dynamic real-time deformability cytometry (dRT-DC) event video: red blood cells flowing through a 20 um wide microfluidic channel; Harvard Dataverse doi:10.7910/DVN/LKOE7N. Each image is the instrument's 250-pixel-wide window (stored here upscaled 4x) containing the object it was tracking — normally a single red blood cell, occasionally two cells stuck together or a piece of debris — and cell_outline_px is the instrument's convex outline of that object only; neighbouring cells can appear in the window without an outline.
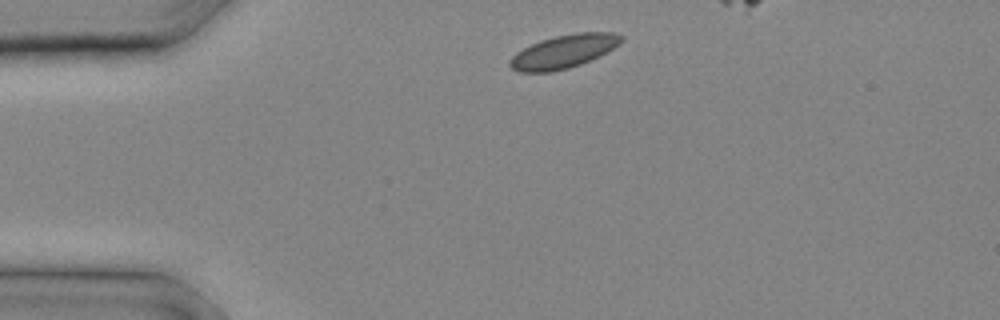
{"species": "common noctule bat (a hibernating species)", "species_latin": "Nyctalus noctula", "temperature_condition": "cold", "stored_images_in_passage": 9, "camera_frame_rate_fps": 3000, "um_per_image_px": 0.085, "animal": {"sex": "male", "body_mass_g": 20.4}, "frame": {"image": 1, "passage_image": 1, "time_ms": 0.0, "image_size_px": [1000, 320], "cell_outline_px": [[620, 40], [616, 44], [604, 52], [596, 56], [576, 64], [560, 68], [540, 72], [532, 72], [516, 68], [512, 64], [512, 60], [520, 52], [536, 44], [548, 40], [564, 36], [608, 36]], "centroid_in_image_um": [47.77, 4.46], "position_along_channel_um": 37.2, "area_um2": 17.51}}
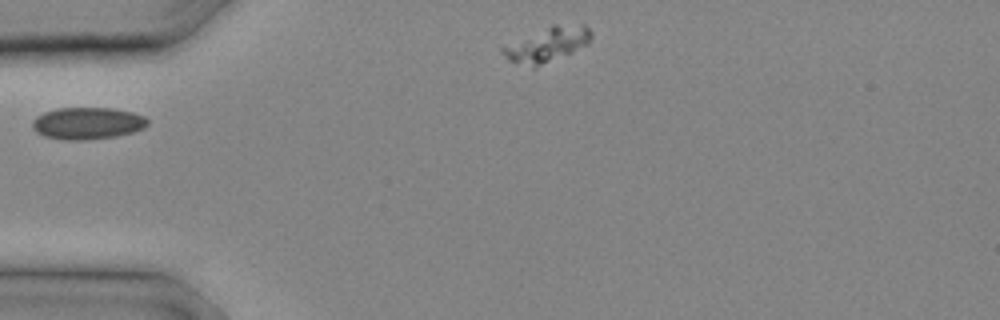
{"frame": {"image": 2, "passage_image": 4, "time_ms": 1.0, "image_size_px": [1000, 320], "cell_outline_px": [[144, 124], [136, 128], [124, 132], [104, 136], [56, 136], [40, 132], [36, 128], [36, 120], [52, 112], [76, 108], [84, 108], [120, 112], [136, 116], [144, 120]], "centroid_in_image_um": [7.4, 10.44], "position_along_channel_um": 77.6, "area_um2": 16.99}}